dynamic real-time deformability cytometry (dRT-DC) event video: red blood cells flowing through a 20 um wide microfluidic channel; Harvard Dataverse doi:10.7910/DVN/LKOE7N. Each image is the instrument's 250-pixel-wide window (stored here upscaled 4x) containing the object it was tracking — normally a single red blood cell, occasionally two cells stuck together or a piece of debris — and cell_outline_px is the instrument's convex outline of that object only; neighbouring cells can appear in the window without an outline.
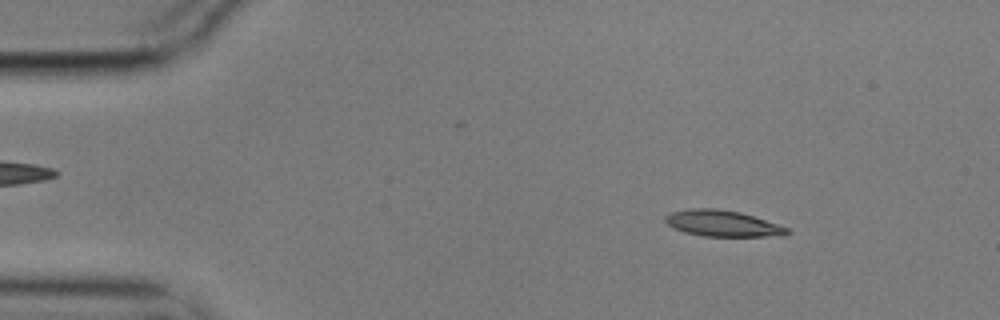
{"species": "common noctule bat (a hibernating species)", "species_latin": "Nyctalus noctula", "temperature_condition": "cold", "stored_images_in_passage": 56, "camera_frame_rate_fps": 3000, "um_per_image_px": 0.085, "animal": {"sex": "male", "body_mass_g": 17.9}, "frame": {"image": 1, "passage_image": 8, "time_ms": 2.333, "image_size_px": [1000, 320], "cell_outline_px": [[792, 232], [780, 236], [704, 236], [684, 232], [672, 228], [664, 220], [664, 216], [672, 212], [688, 208], [716, 208], [740, 212], [788, 228]], "centroid_in_image_um": [61.37, 18.99], "position_along_channel_um": 23.6, "area_um2": 18.5}}
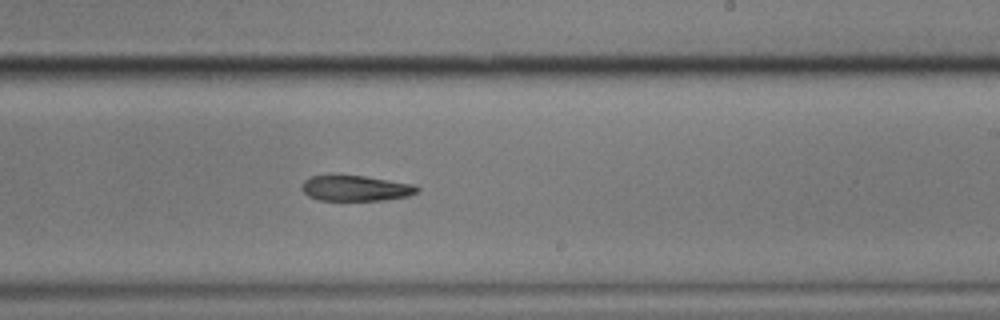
{"frame": {"image": 2, "passage_image": 34, "time_ms": 11.0, "image_size_px": [1000, 320], "cell_outline_px": [[420, 192], [408, 196], [384, 200], [320, 200], [308, 196], [300, 188], [304, 180], [312, 176], [364, 176], [416, 184], [420, 188]], "centroid_in_image_um": [30.29, 16.01], "position_along_channel_um": 258.7, "area_um2": 17.17}}
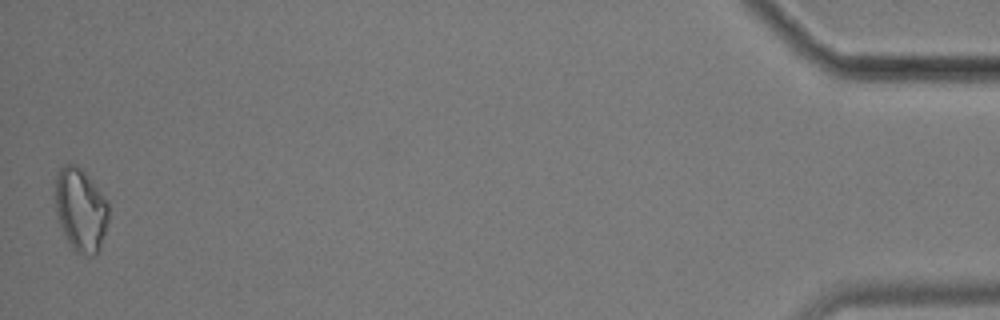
{"frame": {"image": 3, "passage_image": 56, "time_ms": 18.333, "image_size_px": [1000, 320], "cell_outline_px": [[108, 220], [100, 252], [96, 256], [84, 256], [76, 252], [72, 248], [60, 224], [56, 212], [56, 172], [64, 164], [76, 164], [92, 180], [108, 200]], "centroid_in_image_um": [6.89, 17.85], "position_along_channel_um": 428.3, "area_um2": 26.07}, "authors_computed_cell_mechanics": {"area_um2": 19.0162, "velocity_mm_per_s": 3.5294, "shape_relaxation_time_tau1_ms": 4.2612, "shape_relaxation_time_tau2_ms": null, "deformation_change_tau1": 0.1029, "deformation_change_tau2": null}}